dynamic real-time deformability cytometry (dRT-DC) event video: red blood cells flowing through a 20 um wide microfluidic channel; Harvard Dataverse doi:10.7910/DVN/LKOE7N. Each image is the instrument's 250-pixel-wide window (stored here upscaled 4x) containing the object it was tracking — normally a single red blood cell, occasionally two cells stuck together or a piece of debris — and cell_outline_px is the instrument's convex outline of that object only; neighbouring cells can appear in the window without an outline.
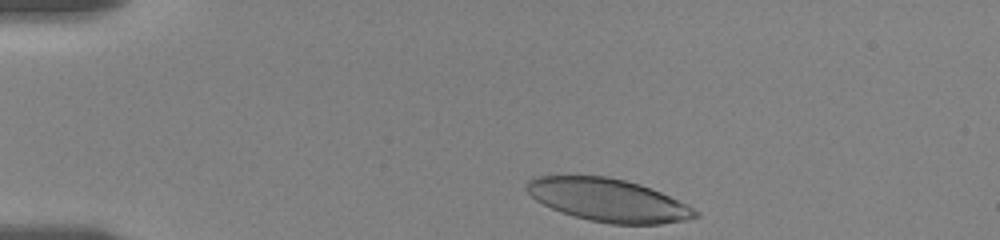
{"species": "human", "species_latin": "Homo sapiens", "temperature_condition": "room temperature", "stored_images_in_passage": 37, "camera_frame_rate_fps": 3000, "um_per_image_px": 0.085, "donor": {"sex": "female"}, "frame": {"image": 1, "passage_image": 1, "time_ms": 0.0, "image_size_px": [1000, 240], "cell_outline_px": [[700, 216], [688, 220], [660, 224], [612, 224], [588, 220], [572, 216], [552, 208], [536, 200], [524, 188], [528, 180], [536, 176], [608, 176], [640, 184], [660, 192], [688, 204], [700, 212]], "centroid_in_image_um": [51.73, 17.02], "position_along_channel_um": 33.3, "area_um2": 42.19}}
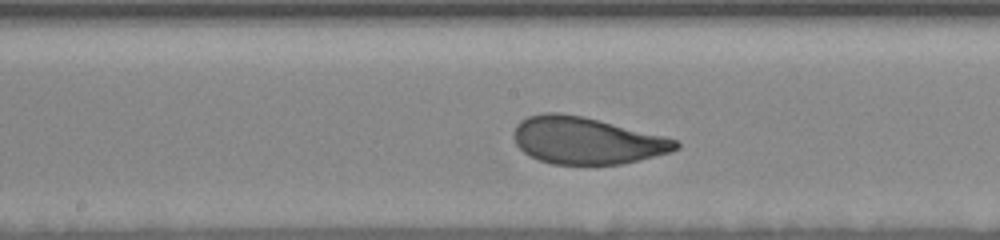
{"frame": {"image": 2, "passage_image": 20, "time_ms": 6.333, "image_size_px": [1000, 240], "cell_outline_px": [[680, 148], [668, 152], [620, 164], [552, 164], [540, 160], [524, 152], [516, 144], [512, 136], [512, 132], [516, 124], [520, 120], [528, 116], [544, 112], [556, 112], [584, 116], [664, 136], [676, 140], [680, 144]], "centroid_in_image_um": [49.8, 11.93], "position_along_channel_um": 198.4, "area_um2": 44.16}}
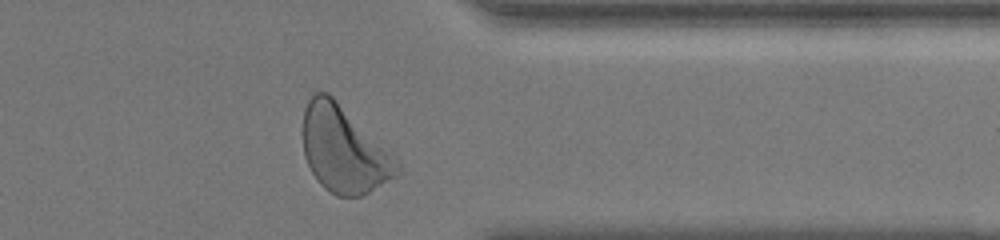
{"frame": {"image": 3, "passage_image": 36, "time_ms": 11.667, "image_size_px": [1000, 240], "cell_outline_px": [[400, 172], [396, 176], [368, 192], [360, 196], [336, 196], [324, 188], [320, 184], [312, 172], [304, 156], [304, 108], [312, 92], [328, 92], [392, 152], [400, 164]], "centroid_in_image_um": [29.24, 12.7], "position_along_channel_um": 382.2, "area_um2": 47.28}, "authors_computed_cell_mechanics": {"area_um2": 44.795, "velocity_mm_per_s": 3.5379, "shape_relaxation_time_tau1_ms": 3.0595, "shape_relaxation_time_tau2_ms": 0.8734, "deformation_change_tau1": 0.1565, "deformation_change_tau2": 0.069}}